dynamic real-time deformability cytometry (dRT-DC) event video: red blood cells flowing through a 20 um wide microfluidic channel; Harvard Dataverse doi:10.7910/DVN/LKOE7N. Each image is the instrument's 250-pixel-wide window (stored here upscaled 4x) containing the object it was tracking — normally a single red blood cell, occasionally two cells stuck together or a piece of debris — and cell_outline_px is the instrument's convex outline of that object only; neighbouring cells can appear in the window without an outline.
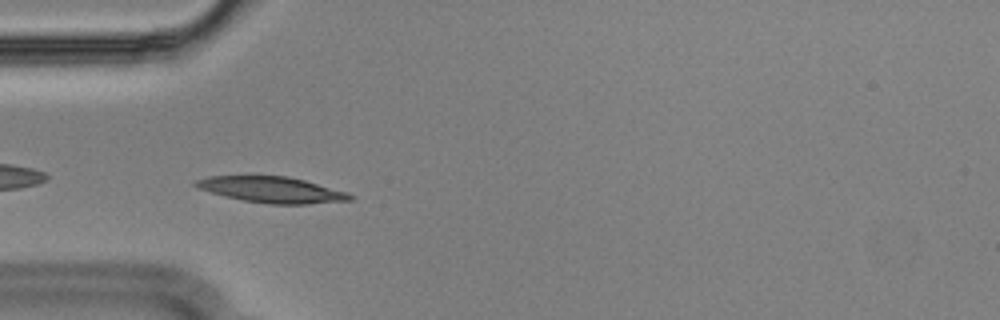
{"species": "Egyptian fruit bat (a non-hibernating species)", "species_latin": "Rousettus aegyptiacus", "temperature_condition": "cold", "stored_images_in_passage": 39, "camera_frame_rate_fps": 3000, "um_per_image_px": 0.085, "animal": {"sex": "male"}, "frame": {"image": 1, "passage_image": 2, "time_ms": 0.333, "image_size_px": [1000, 320], "cell_outline_px": [[356, 196], [352, 200], [308, 204], [268, 204], [244, 200], [224, 196], [200, 188], [192, 184], [196, 180], [208, 176], [288, 176], [304, 180], [348, 192]], "centroid_in_image_um": [23.15, 16.13], "position_along_channel_um": 61.8, "area_um2": 23.24}}
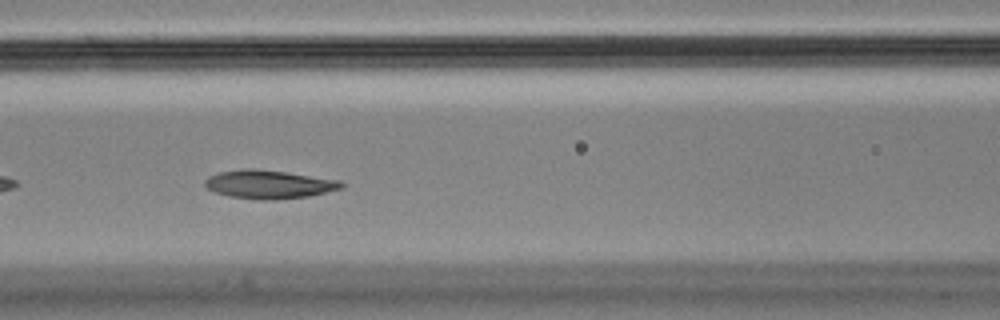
{"frame": {"image": 2, "passage_image": 9, "time_ms": 2.667, "image_size_px": [1000, 320], "cell_outline_px": [[344, 188], [308, 196], [276, 200], [260, 200], [228, 196], [204, 188], [204, 180], [208, 176], [220, 172], [244, 168], [252, 168], [284, 172], [340, 180], [344, 184]], "centroid_in_image_um": [22.83, 15.67], "position_along_channel_um": 143.8, "area_um2": 22.72}}
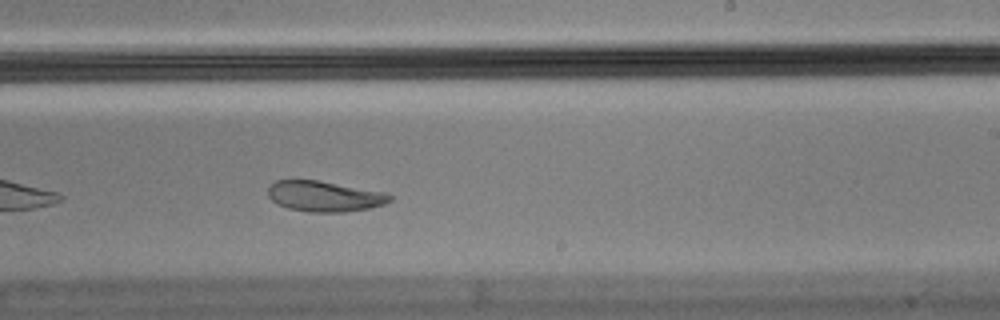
{"frame": {"image": 3, "passage_image": 19, "time_ms": 6.0, "image_size_px": [1000, 320], "cell_outline_px": [[392, 200], [384, 204], [368, 208], [344, 212], [308, 212], [288, 208], [272, 200], [268, 196], [268, 188], [276, 180], [316, 180], [384, 192], [392, 196]], "centroid_in_image_um": [27.57, 16.69], "position_along_channel_um": 261.4, "area_um2": 21.44}, "authors_computed_cell_mechanics": {"area_um2": 22.8888, "velocity_mm_per_s": 3.5458, "shape_relaxation_time_tau1_ms": null, "shape_relaxation_time_tau2_ms": 3.129, "deformation_change_tau1": null, "deformation_change_tau2": 0.0804}}